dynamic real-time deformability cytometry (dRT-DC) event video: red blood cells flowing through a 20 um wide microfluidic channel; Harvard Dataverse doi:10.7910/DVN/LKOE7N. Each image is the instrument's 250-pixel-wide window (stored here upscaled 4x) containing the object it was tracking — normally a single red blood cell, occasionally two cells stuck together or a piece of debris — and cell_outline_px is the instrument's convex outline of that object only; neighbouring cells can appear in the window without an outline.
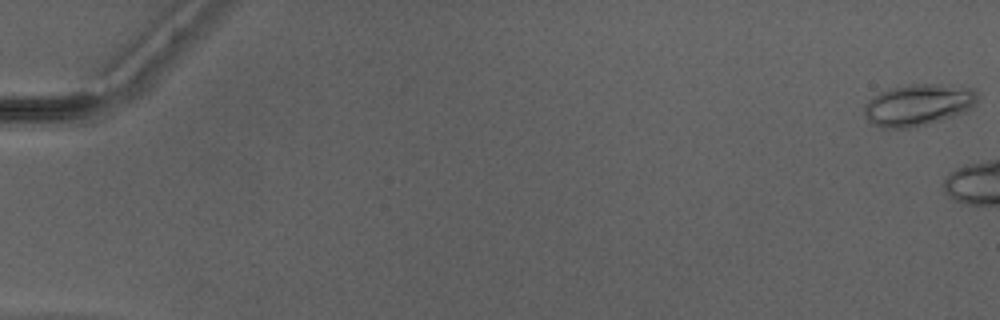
{"species": "Egyptian fruit bat (a non-hibernating species)", "species_latin": "Rousettus aegyptiacus", "temperature_condition": "warm", "stored_images_in_passage": 7, "camera_frame_rate_fps": 3000, "um_per_image_px": 0.085, "animal": {"sex": "male"}, "frame": {"image": 1, "passage_image": 1, "time_ms": 0.0, "image_size_px": [1000, 320], "cell_outline_px": [[980, 96], [976, 104], [972, 108], [964, 112], [940, 120], [912, 128], [884, 128], [872, 124], [864, 116], [864, 108], [868, 100], [880, 92], [888, 88], [908, 84], [936, 84], [976, 88], [980, 92]], "centroid_in_image_um": [78.08, 8.9], "position_along_channel_um": 6.9, "area_um2": 27.86}}